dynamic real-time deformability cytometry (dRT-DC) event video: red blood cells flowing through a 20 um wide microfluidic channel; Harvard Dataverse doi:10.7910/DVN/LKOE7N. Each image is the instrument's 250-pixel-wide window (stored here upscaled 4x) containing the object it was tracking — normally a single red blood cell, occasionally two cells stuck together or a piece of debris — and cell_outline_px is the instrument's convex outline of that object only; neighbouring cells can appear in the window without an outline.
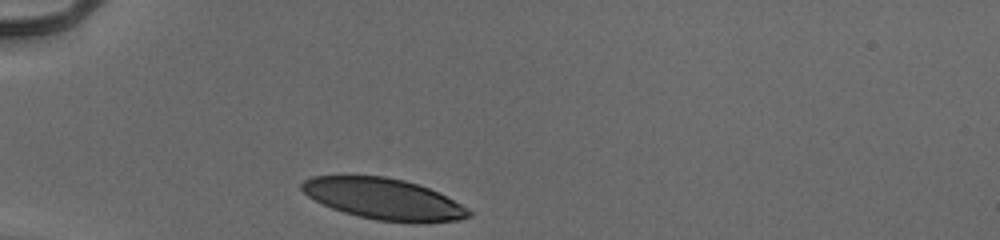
{"species": "human", "species_latin": "Homo sapiens", "temperature_condition": "cold", "stored_images_in_passage": 29, "camera_frame_rate_fps": 3000, "um_per_image_px": 0.085, "donor": {"sex": "male"}, "frame": {"image": 1, "passage_image": 1, "time_ms": 0.0, "image_size_px": [1000, 240], "cell_outline_px": [[472, 216], [460, 220], [416, 224], [376, 220], [344, 212], [332, 208], [308, 196], [300, 188], [300, 184], [304, 180], [312, 176], [384, 176], [404, 180], [428, 188], [460, 204], [472, 212]], "centroid_in_image_um": [32.63, 16.93], "position_along_channel_um": 52.4, "area_um2": 39.82}}
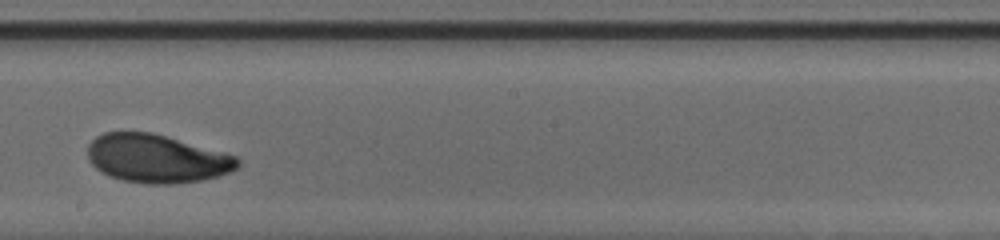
{"frame": {"image": 2, "passage_image": 17, "time_ms": 5.333, "image_size_px": [1000, 240], "cell_outline_px": [[240, 164], [232, 172], [220, 176], [204, 180], [176, 184], [148, 184], [124, 180], [108, 176], [100, 172], [88, 160], [88, 144], [96, 136], [104, 132], [152, 132], [236, 156], [240, 160]], "centroid_in_image_um": [13.31, 13.49], "position_along_channel_um": 234.9, "area_um2": 42.43}}
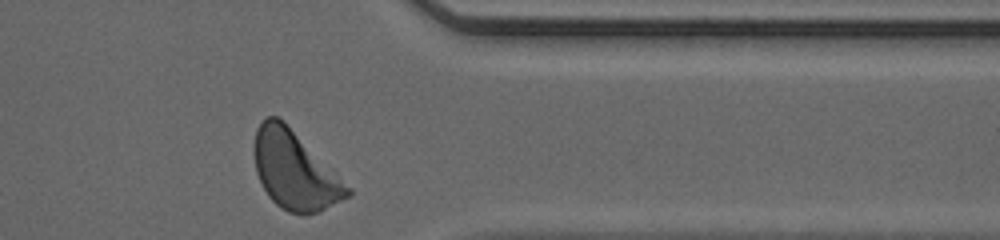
{"frame": {"image": 3, "passage_image": 29, "time_ms": 9.333, "image_size_px": [1000, 240], "cell_outline_px": [[352, 192], [348, 196], [320, 212], [288, 212], [280, 208], [268, 196], [256, 172], [252, 152], [252, 148], [256, 128], [268, 116], [276, 116], [284, 120], [352, 188]], "centroid_in_image_um": [25.03, 14.45], "position_along_channel_um": 386.4, "area_um2": 42.43}, "authors_computed_cell_mechanics": {"area_um2": 42.0784, "velocity_mm_per_s": 3.9175, "shape_relaxation_time_tau1_ms": 2.1096, "shape_relaxation_time_tau2_ms": 3.7254, "deformation_change_tau1": 0.1191, "deformation_change_tau2": 0.0851}}